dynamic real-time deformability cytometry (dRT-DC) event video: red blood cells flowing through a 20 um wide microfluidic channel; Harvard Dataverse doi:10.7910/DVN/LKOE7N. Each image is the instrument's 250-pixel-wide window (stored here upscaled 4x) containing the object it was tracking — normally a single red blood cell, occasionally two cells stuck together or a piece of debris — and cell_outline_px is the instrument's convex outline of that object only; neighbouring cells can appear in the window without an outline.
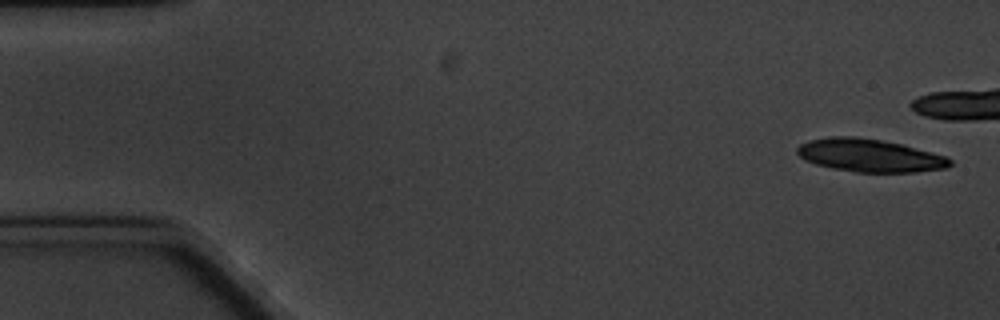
{"species": "common noctule bat (a hibernating species)", "species_latin": "Nyctalus noctula", "temperature_condition": "cold", "stored_images_in_passage": 5, "camera_frame_rate_fps": 3000, "um_per_image_px": 0.085, "animal": {"sex": "male", "body_mass_g": 20.1, "forearm_length_mm": 53.5}, "frame": {"image": 1, "passage_image": 1, "time_ms": 0.0, "image_size_px": [1000, 320], "cell_outline_px": [[952, 164], [948, 168], [916, 172], [856, 172], [832, 168], [816, 164], [804, 160], [796, 152], [796, 148], [800, 144], [808, 140], [832, 136], [852, 136], [880, 140], [900, 144], [948, 156], [952, 160]], "centroid_in_image_um": [73.93, 13.22], "position_along_channel_um": 11.1, "area_um2": 29.36}}